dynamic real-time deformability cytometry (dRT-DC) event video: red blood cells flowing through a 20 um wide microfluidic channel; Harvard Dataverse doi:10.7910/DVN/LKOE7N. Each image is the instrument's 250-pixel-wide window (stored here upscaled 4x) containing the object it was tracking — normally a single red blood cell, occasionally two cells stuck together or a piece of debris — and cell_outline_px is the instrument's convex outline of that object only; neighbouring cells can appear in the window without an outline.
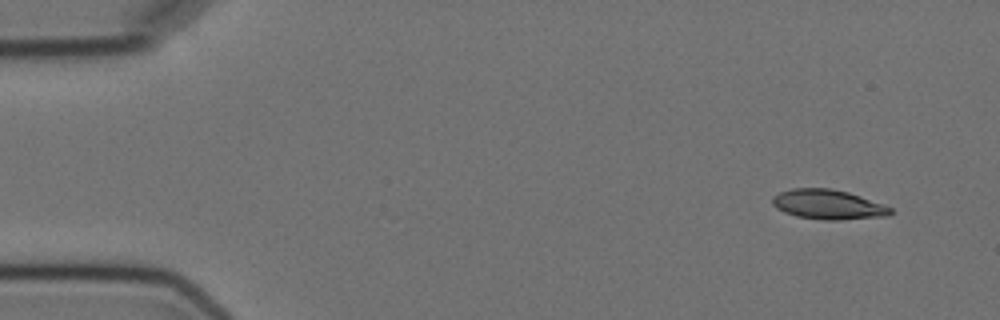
{"species": "Egyptian fruit bat (a non-hibernating species)", "species_latin": "Rousettus aegyptiacus", "temperature_condition": "cold", "stored_images_in_passage": 5, "camera_frame_rate_fps": 3000, "um_per_image_px": 0.085, "animal": {"sex": "female"}, "frame": {"image": 1, "passage_image": 1, "time_ms": 0.0, "image_size_px": [1000, 320], "cell_outline_px": [[892, 212], [888, 216], [840, 220], [824, 220], [796, 216], [784, 212], [776, 208], [772, 204], [772, 196], [780, 192], [792, 188], [832, 188], [848, 192], [884, 204], [892, 208]], "centroid_in_image_um": [70.38, 17.38], "position_along_channel_um": 14.6, "area_um2": 20.58}}
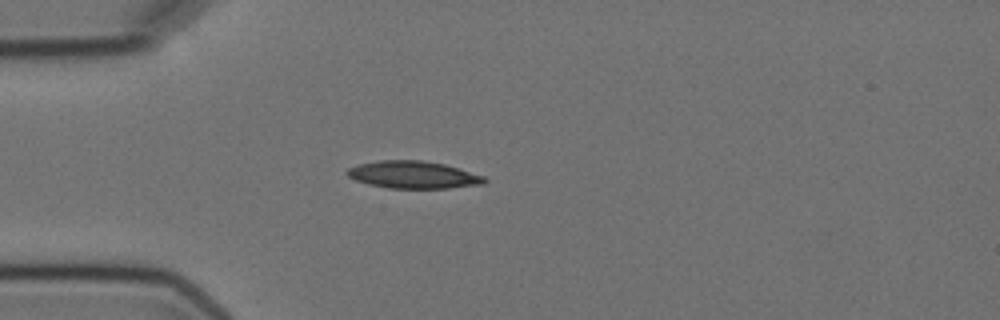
{"frame": {"image": 2, "passage_image": 4, "time_ms": 3.667, "image_size_px": [1000, 320], "cell_outline_px": [[488, 180], [484, 184], [448, 188], [388, 188], [368, 184], [356, 180], [348, 176], [344, 172], [348, 168], [356, 164], [380, 160], [420, 160], [444, 164], [484, 176]], "centroid_in_image_um": [35.09, 14.85], "position_along_channel_um": 49.9, "area_um2": 21.91}}